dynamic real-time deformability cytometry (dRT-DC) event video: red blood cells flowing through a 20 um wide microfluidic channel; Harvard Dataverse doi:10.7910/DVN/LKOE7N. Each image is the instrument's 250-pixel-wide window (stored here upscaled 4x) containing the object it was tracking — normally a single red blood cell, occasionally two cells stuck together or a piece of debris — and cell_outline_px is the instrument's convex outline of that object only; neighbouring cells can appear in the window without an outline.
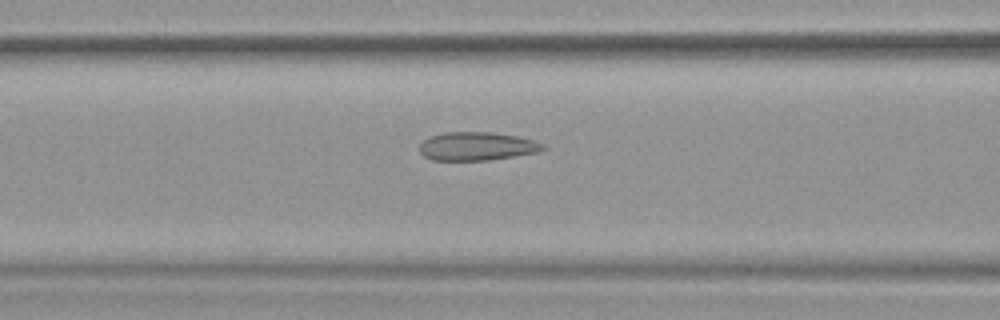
{"species": "common noctule bat (a hibernating species)", "species_latin": "Nyctalus noctula", "temperature_condition": "warm", "stored_images_in_passage": 36, "camera_frame_rate_fps": 3000, "um_per_image_px": 0.085, "animal": {"sex": "female", "body_mass_g": 19.9}, "frame": {"image": 1, "passage_image": 11, "time_ms": 3.333, "image_size_px": [1000, 320], "cell_outline_px": [[548, 148], [540, 152], [488, 160], [432, 160], [424, 156], [420, 152], [420, 144], [424, 140], [432, 136], [448, 132], [492, 132], [516, 136], [532, 140], [544, 144]], "centroid_in_image_um": [40.57, 12.44], "position_along_channel_um": 126.0, "area_um2": 20.35}}
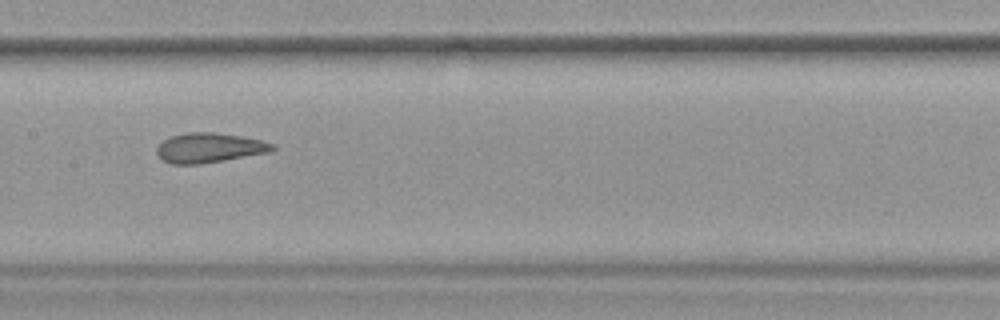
{"frame": {"image": 2, "passage_image": 16, "time_ms": 5.0, "image_size_px": [1000, 320], "cell_outline_px": [[276, 148], [272, 152], [200, 164], [172, 164], [164, 160], [156, 152], [156, 148], [164, 140], [172, 136], [188, 132], [212, 132], [240, 136], [260, 140], [276, 144]], "centroid_in_image_um": [17.83, 12.56], "position_along_channel_um": 189.6, "area_um2": 19.94}}